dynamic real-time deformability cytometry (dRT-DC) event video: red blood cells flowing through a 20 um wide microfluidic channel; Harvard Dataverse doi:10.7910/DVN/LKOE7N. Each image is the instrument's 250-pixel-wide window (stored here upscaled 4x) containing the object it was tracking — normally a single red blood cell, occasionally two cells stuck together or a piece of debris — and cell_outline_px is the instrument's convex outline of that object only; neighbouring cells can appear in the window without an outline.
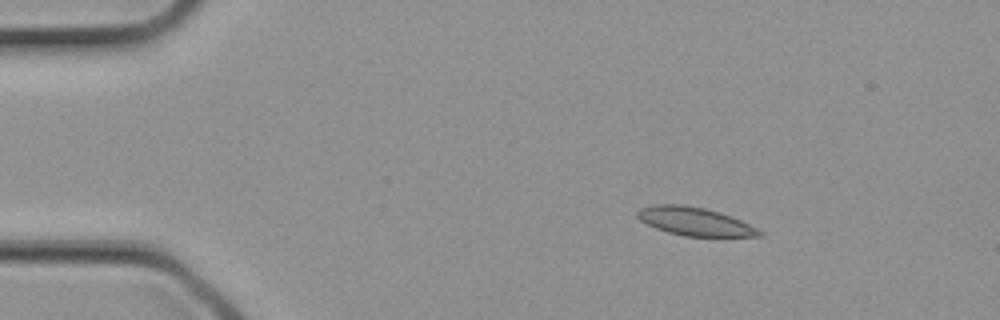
{"species": "common noctule bat (a hibernating species)", "species_latin": "Nyctalus noctula", "temperature_condition": "cold", "stored_images_in_passage": 3, "camera_frame_rate_fps": 3000, "um_per_image_px": 0.085, "animal": {"sex": "female", "body_mass_g": 21.9}, "frame": {"image": 1, "passage_image": 2, "time_ms": 0.333, "image_size_px": [1000, 320], "cell_outline_px": [[764, 236], [684, 236], [668, 232], [656, 228], [640, 220], [636, 216], [636, 212], [640, 208], [656, 204], [684, 204], [704, 208], [720, 212], [732, 216], [764, 232]], "centroid_in_image_um": [59.04, 18.81], "position_along_channel_um": 26.0, "area_um2": 20.06}}